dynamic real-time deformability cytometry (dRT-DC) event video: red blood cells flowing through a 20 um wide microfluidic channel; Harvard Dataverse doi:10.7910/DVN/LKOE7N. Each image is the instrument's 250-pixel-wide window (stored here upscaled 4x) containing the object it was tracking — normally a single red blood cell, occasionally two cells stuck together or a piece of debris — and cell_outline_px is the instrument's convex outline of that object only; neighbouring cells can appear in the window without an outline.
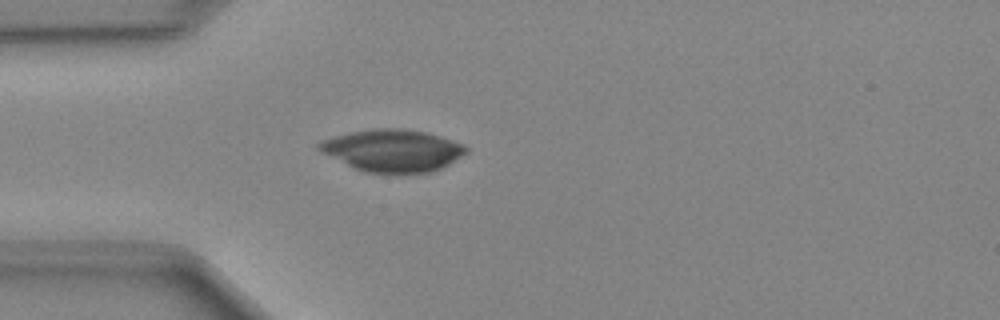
{"species": "Egyptian fruit bat (a non-hibernating species)", "species_latin": "Rousettus aegyptiacus", "temperature_condition": "cold", "stored_images_in_passage": 36, "camera_frame_rate_fps": 3000, "um_per_image_px": 0.085, "animal": {"sex": "female"}, "frame": {"image": 1, "passage_image": 1, "time_ms": 0.0, "image_size_px": [1000, 320], "cell_outline_px": [[468, 152], [448, 164], [440, 168], [428, 172], [364, 172], [320, 152], [316, 148], [316, 144], [320, 140], [332, 136], [372, 128], [404, 128], [424, 132], [440, 136], [464, 144], [468, 148]], "centroid_in_image_um": [33.34, 12.77], "position_along_channel_um": 51.7, "area_um2": 35.95}}
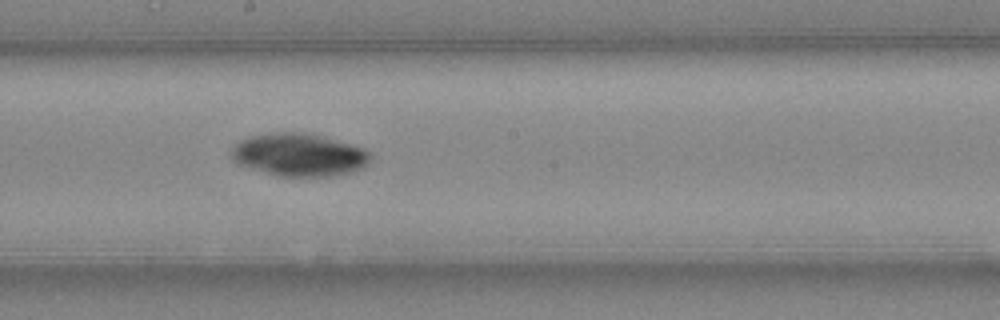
{"frame": {"image": 2, "passage_image": 14, "time_ms": 4.333, "image_size_px": [1000, 320], "cell_outline_px": [[372, 156], [368, 164], [364, 168], [352, 172], [332, 176], [276, 176], [236, 164], [228, 156], [228, 152], [240, 140], [248, 136], [272, 132], [300, 132], [320, 136], [364, 148]], "centroid_in_image_um": [25.36, 13.17], "position_along_channel_um": 222.8, "area_um2": 35.03}}
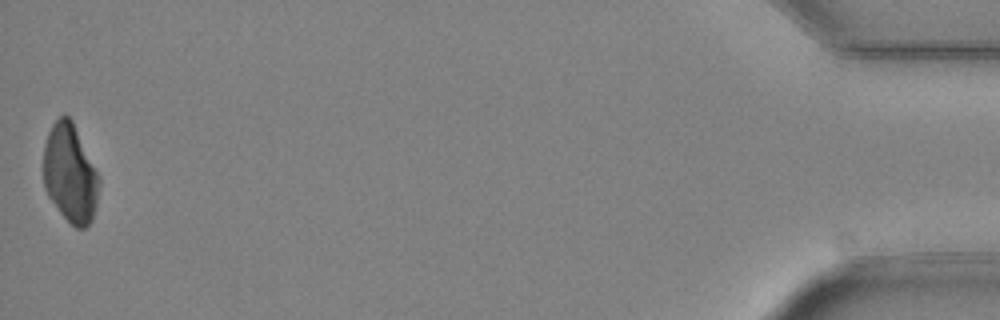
{"frame": {"image": 3, "passage_image": 36, "time_ms": 11.667, "image_size_px": [1000, 320], "cell_outline_px": [[100, 184], [96, 204], [92, 220], [84, 228], [76, 228], [60, 212], [48, 196], [44, 188], [44, 144], [48, 132], [52, 124], [64, 112], [72, 120], [100, 176]], "centroid_in_image_um": [5.97, 14.72], "position_along_channel_um": 429.2, "area_um2": 31.96}}